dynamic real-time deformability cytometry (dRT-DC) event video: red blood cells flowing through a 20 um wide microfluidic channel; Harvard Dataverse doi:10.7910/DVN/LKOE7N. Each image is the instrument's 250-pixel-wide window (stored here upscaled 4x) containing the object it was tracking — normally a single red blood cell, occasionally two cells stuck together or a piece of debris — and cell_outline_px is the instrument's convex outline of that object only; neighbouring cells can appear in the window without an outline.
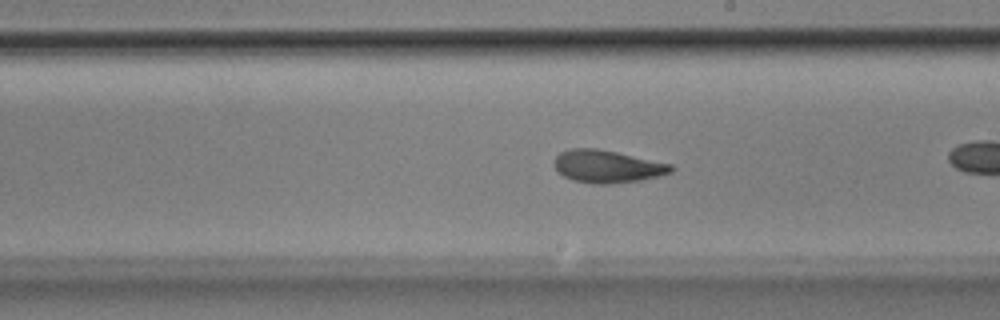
{"species": "Egyptian fruit bat (a non-hibernating species)", "species_latin": "Rousettus aegyptiacus", "temperature_condition": "room temperature", "stored_images_in_passage": 42, "camera_frame_rate_fps": 3000, "um_per_image_px": 0.085, "animal": {"sex": "male"}, "frame": {"image": 1, "passage_image": 30, "time_ms": 9.667, "image_size_px": [1000, 320], "cell_outline_px": [[676, 168], [672, 172], [640, 180], [608, 184], [592, 184], [572, 180], [556, 172], [552, 164], [552, 160], [560, 152], [572, 148], [596, 148], [616, 152], [672, 164]], "centroid_in_image_um": [51.56, 14.15], "position_along_channel_um": 237.4, "area_um2": 22.37}}